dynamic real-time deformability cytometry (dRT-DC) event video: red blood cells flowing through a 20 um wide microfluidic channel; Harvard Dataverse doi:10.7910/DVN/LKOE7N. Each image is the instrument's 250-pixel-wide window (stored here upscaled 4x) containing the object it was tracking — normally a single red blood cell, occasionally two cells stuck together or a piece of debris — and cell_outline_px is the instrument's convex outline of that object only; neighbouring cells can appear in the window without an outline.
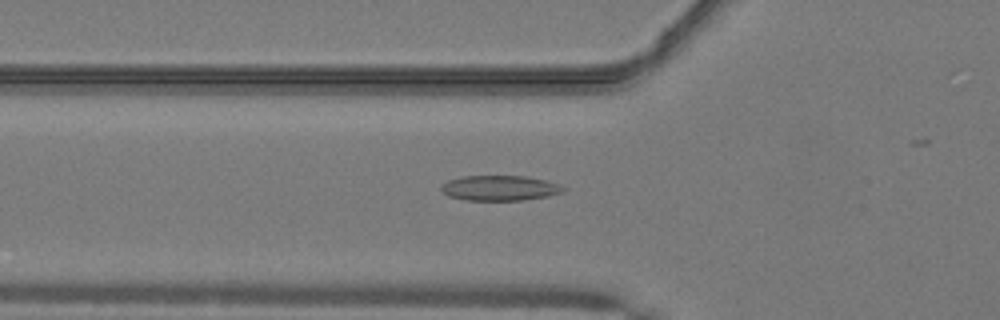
{"species": "common noctule bat (a hibernating species)", "species_latin": "Nyctalus noctula", "temperature_condition": "warm", "stored_images_in_passage": 36, "camera_frame_rate_fps": 3000, "um_per_image_px": 0.085, "animal": {"sex": "male", "body_mass_g": 19.2, "forearm_length_mm": 51.8}, "frame": {"image": 1, "passage_image": 13, "time_ms": 4.0, "image_size_px": [1000, 320], "cell_outline_px": [[568, 188], [564, 192], [548, 196], [524, 200], [464, 200], [448, 196], [440, 188], [440, 184], [448, 180], [464, 176], [524, 176], [544, 180], [560, 184]], "centroid_in_image_um": [42.5, 15.98], "position_along_channel_um": 83.3, "area_um2": 18.03}}
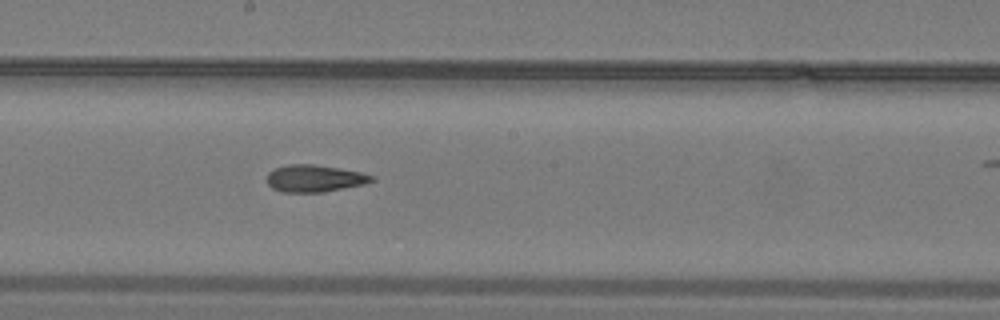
{"frame": {"image": 2, "passage_image": 23, "time_ms": 7.333, "image_size_px": [1000, 320], "cell_outline_px": [[376, 180], [364, 184], [324, 192], [280, 192], [272, 188], [268, 184], [268, 172], [276, 168], [288, 164], [312, 164], [360, 172], [376, 176]], "centroid_in_image_um": [26.75, 15.17], "position_along_channel_um": 221.4, "area_um2": 16.47}}
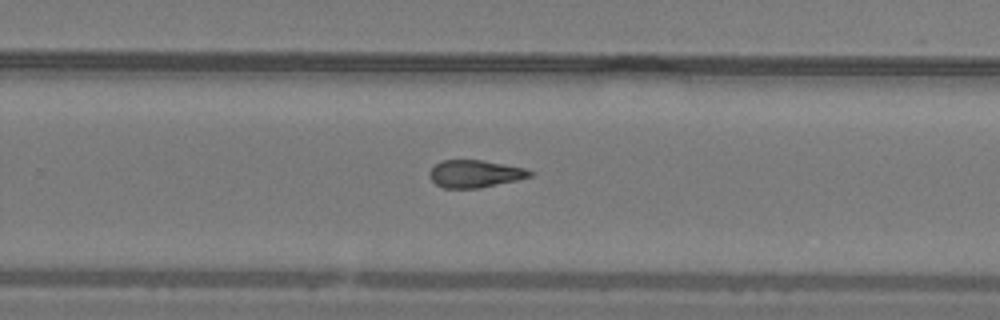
{"frame": {"image": 3, "passage_image": 28, "time_ms": 9.0, "image_size_px": [1000, 320], "cell_outline_px": [[536, 172], [532, 176], [516, 180], [480, 188], [444, 188], [436, 184], [428, 176], [428, 172], [436, 164], [444, 160], [484, 160], [524, 168]], "centroid_in_image_um": [40.38, 14.77], "position_along_channel_um": 289.4, "area_um2": 16.07}}